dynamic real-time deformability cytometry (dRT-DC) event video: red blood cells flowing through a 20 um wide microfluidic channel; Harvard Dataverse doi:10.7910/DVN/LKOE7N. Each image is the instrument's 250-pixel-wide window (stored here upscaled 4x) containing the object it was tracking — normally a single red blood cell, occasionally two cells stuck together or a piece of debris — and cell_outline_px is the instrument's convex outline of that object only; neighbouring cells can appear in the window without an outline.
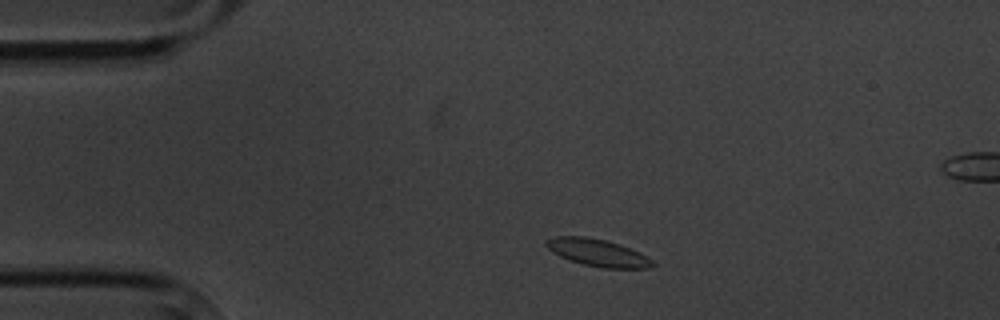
{"species": "common noctule bat (a hibernating species)", "species_latin": "Nyctalus noctula", "temperature_condition": "cold", "stored_images_in_passage": 7, "camera_frame_rate_fps": 3000, "um_per_image_px": 0.085, "animal": {"sex": "male", "body_mass_g": 20.1, "forearm_length_mm": 53.5}, "frame": {"image": 1, "passage_image": 1, "time_ms": 0.0, "image_size_px": [1000, 320], "cell_outline_px": [[656, 264], [652, 268], [604, 268], [584, 264], [560, 256], [552, 252], [544, 244], [544, 240], [556, 236], [588, 236], [620, 244], [640, 252], [648, 256]], "centroid_in_image_um": [50.83, 21.47], "position_along_channel_um": 34.2, "area_um2": 16.94}}
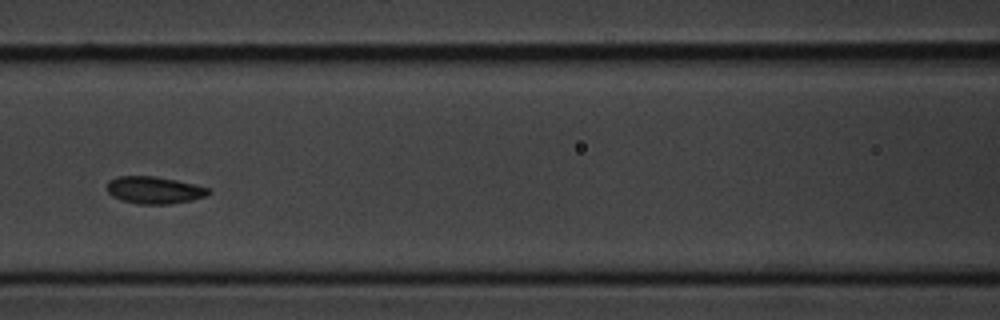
{"frame": {"image": 2, "passage_image": 5, "time_ms": 4.667, "image_size_px": [1000, 320], "cell_outline_px": [[212, 192], [208, 196], [192, 200], [168, 204], [136, 204], [120, 200], [112, 196], [108, 192], [108, 180], [116, 176], [156, 176], [176, 180], [208, 188]], "centroid_in_image_um": [13.1, 16.16], "position_along_channel_um": 153.5, "area_um2": 16.18}}
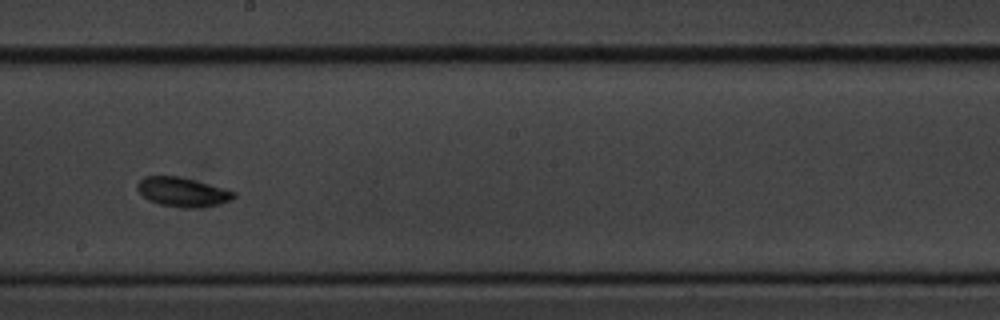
{"frame": {"image": 3, "passage_image": 7, "time_ms": 7.0, "image_size_px": [1000, 320], "cell_outline_px": [[236, 196], [232, 200], [220, 204], [200, 208], [184, 208], [160, 204], [148, 200], [136, 188], [136, 184], [144, 176], [176, 176], [224, 188], [236, 192]], "centroid_in_image_um": [15.53, 16.33], "position_along_channel_um": 232.7, "area_um2": 16.42}}